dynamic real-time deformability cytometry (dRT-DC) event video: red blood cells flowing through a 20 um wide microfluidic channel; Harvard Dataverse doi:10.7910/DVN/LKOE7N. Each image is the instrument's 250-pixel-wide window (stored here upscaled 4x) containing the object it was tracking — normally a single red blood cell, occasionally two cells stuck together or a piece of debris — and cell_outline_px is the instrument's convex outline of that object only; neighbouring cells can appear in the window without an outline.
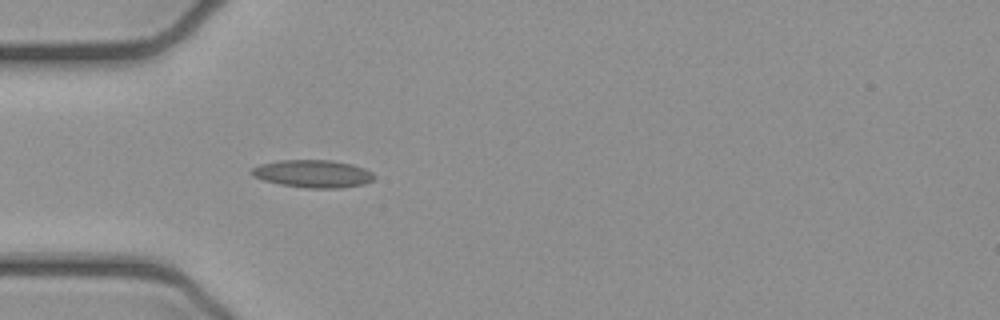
{"species": "common noctule bat (a hibernating species)", "species_latin": "Nyctalus noctula", "temperature_condition": "cold", "stored_images_in_passage": 4, "camera_frame_rate_fps": 3000, "um_per_image_px": 0.085, "animal": {"sex": "female", "body_mass_g": 21.9}, "frame": {"image": 1, "passage_image": 4, "time_ms": 1.0, "image_size_px": [1000, 320], "cell_outline_px": [[376, 176], [372, 180], [364, 184], [340, 188], [308, 188], [280, 184], [264, 180], [252, 176], [248, 172], [252, 168], [260, 164], [280, 160], [332, 160], [352, 164], [364, 168], [372, 172]], "centroid_in_image_um": [26.59, 14.76], "position_along_channel_um": 58.4, "area_um2": 19.83}}